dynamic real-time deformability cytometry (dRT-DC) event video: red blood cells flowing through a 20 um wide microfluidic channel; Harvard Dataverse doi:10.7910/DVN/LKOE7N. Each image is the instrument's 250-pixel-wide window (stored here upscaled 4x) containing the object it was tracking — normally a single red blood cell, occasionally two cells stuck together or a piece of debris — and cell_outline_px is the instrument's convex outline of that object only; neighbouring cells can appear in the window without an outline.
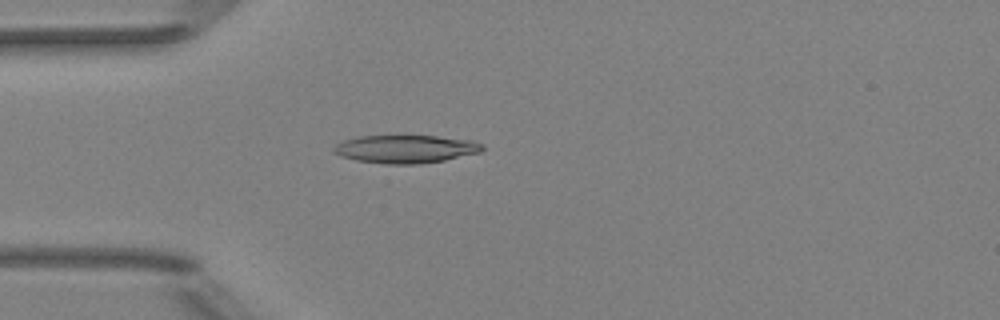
{"species": "Egyptian fruit bat (a non-hibernating species)", "species_latin": "Rousettus aegyptiacus", "temperature_condition": "room temperature", "stored_images_in_passage": 1, "camera_frame_rate_fps": 3000, "um_per_image_px": 0.085, "animal": {"sex": "female"}, "frame": {"image": 1, "passage_image": 1, "time_ms": 0.0, "image_size_px": [1000, 320], "cell_outline_px": [[484, 148], [480, 152], [444, 160], [420, 164], [388, 164], [356, 160], [340, 156], [332, 152], [332, 148], [336, 144], [344, 140], [360, 136], [436, 136], [472, 140], [484, 144]], "centroid_in_image_um": [34.47, 12.66], "position_along_channel_um": 50.5, "area_um2": 24.28}}